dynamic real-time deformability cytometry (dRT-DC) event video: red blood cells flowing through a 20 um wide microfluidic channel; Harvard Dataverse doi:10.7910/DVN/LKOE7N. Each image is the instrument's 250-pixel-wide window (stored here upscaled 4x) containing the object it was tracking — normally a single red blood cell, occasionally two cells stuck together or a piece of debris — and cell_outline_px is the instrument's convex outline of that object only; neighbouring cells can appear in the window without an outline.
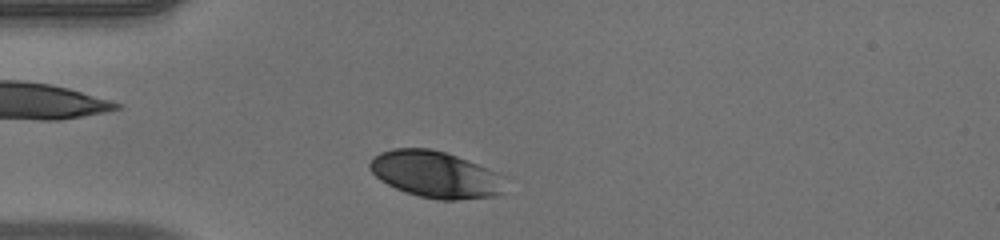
{"species": "human", "species_latin": "Homo sapiens", "temperature_condition": "warm", "stored_images_in_passage": 33, "camera_frame_rate_fps": 3000, "um_per_image_px": 0.085, "donor": {"sex": "male"}, "frame": {"image": 1, "passage_image": 3, "time_ms": 0.667, "image_size_px": [1000, 240], "cell_outline_px": [[508, 176], [500, 192], [496, 196], [460, 200], [440, 200], [420, 196], [396, 188], [380, 180], [368, 168], [368, 164], [372, 156], [380, 152], [392, 148], [432, 148], [456, 156]], "centroid_in_image_um": [37.02, 14.82], "position_along_channel_um": 48.0, "area_um2": 36.88}}
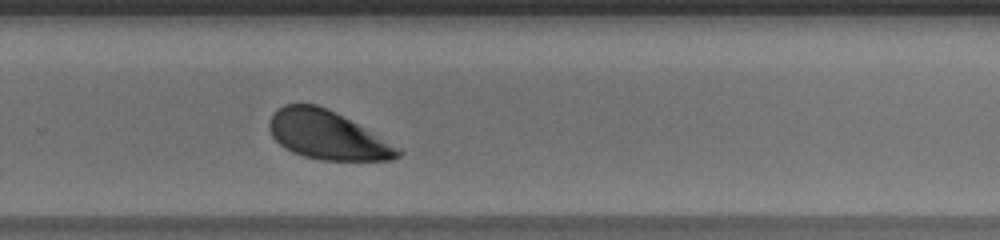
{"frame": {"image": 2, "passage_image": 24, "time_ms": 7.667, "image_size_px": [1000, 240], "cell_outline_px": [[404, 152], [400, 156], [392, 160], [320, 160], [304, 156], [292, 152], [284, 148], [272, 136], [268, 128], [268, 120], [272, 112], [284, 104], [316, 104], [336, 112], [400, 148]], "centroid_in_image_um": [27.78, 11.48], "position_along_channel_um": 302.0, "area_um2": 36.41}}
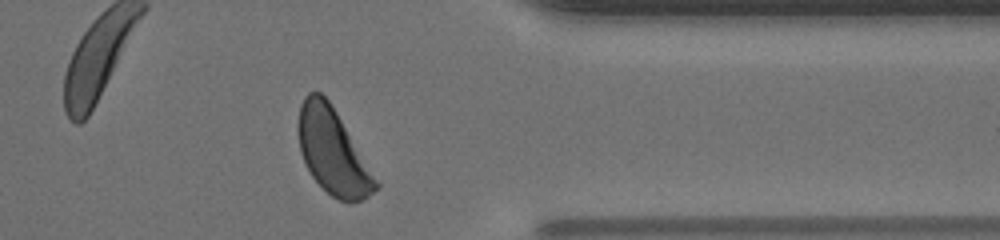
{"frame": {"image": 3, "passage_image": 31, "time_ms": 10.0, "image_size_px": [1000, 240], "cell_outline_px": [[380, 184], [364, 200], [352, 204], [348, 204], [332, 196], [312, 176], [300, 152], [300, 104], [304, 96], [308, 92], [320, 92], [328, 100], [336, 112]], "centroid_in_image_um": [28.31, 12.92], "position_along_channel_um": 383.1, "area_um2": 37.51}, "authors_computed_cell_mechanics": {"area_um2": 37.4544, "velocity_mm_per_s": 3.878, "shape_relaxation_time_tau1_ms": 1.5041, "shape_relaxation_time_tau2_ms": null, "deformation_change_tau1": 0.1052, "deformation_change_tau2": null}}